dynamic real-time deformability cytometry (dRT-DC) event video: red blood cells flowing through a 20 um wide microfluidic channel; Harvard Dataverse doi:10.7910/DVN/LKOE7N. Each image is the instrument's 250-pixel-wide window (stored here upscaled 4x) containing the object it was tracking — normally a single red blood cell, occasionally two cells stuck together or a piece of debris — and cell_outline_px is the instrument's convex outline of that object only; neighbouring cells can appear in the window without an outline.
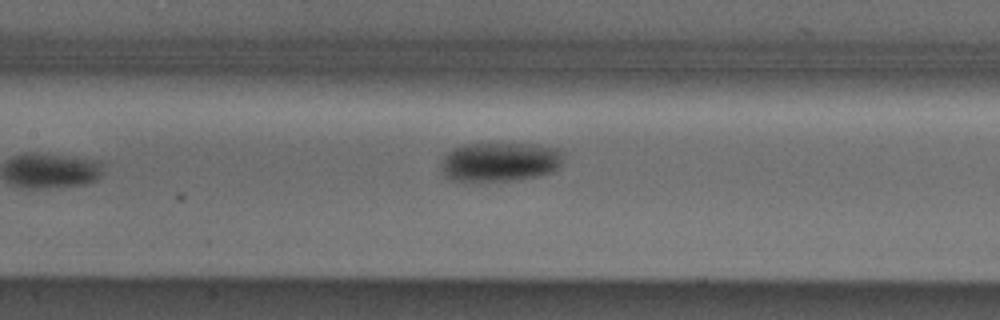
{"species": "Egyptian fruit bat (a non-hibernating species)", "species_latin": "Rousettus aegyptiacus", "temperature_condition": "cold", "stored_images_in_passage": 7, "camera_frame_rate_fps": 3000, "um_per_image_px": 0.085, "animal": {"sex": "male"}, "frame": {"image": 1, "passage_image": 7, "time_ms": 7.0, "image_size_px": [1000, 320], "cell_outline_px": [[560, 164], [552, 172], [536, 176], [516, 180], [452, 180], [444, 176], [440, 168], [440, 160], [452, 148], [464, 144], [536, 144], [560, 148]], "centroid_in_image_um": [42.43, 13.74], "position_along_channel_um": 165.0, "area_um2": 27.8}}